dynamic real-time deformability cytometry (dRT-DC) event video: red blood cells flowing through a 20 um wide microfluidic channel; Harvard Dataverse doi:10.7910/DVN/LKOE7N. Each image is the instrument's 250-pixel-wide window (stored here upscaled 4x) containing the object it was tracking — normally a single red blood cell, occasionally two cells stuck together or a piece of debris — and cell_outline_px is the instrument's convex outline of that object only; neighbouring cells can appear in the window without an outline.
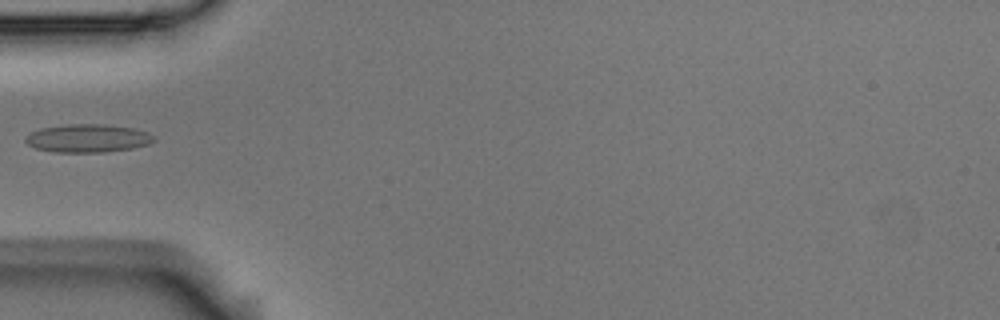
{"species": "Egyptian fruit bat (a non-hibernating species)", "species_latin": "Rousettus aegyptiacus", "temperature_condition": "room temperature", "stored_images_in_passage": 38, "camera_frame_rate_fps": 3000, "um_per_image_px": 0.085, "animal": {"sex": "male"}, "frame": {"image": 1, "passage_image": 1, "time_ms": 0.0, "image_size_px": [1000, 320], "cell_outline_px": [[156, 140], [148, 144], [132, 148], [104, 152], [56, 152], [36, 148], [28, 144], [24, 140], [32, 132], [44, 128], [68, 124], [104, 124], [132, 128], [148, 132], [156, 136]], "centroid_in_image_um": [7.52, 11.75], "position_along_channel_um": 77.5, "area_um2": 20.87}}
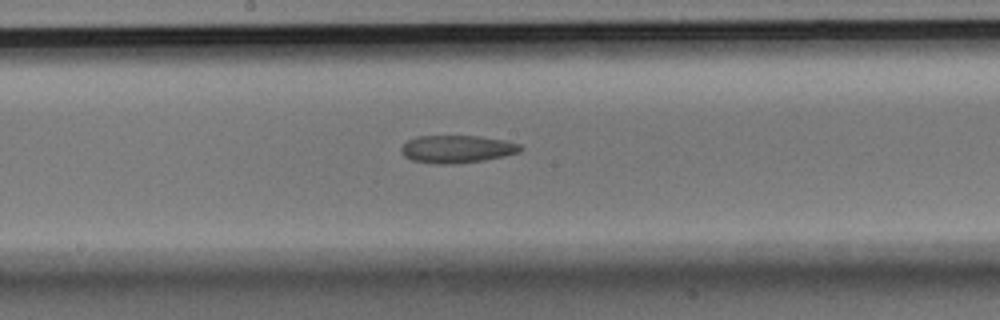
{"frame": {"image": 2, "passage_image": 12, "time_ms": 3.667, "image_size_px": [1000, 320], "cell_outline_px": [[524, 148], [520, 152], [504, 156], [484, 160], [456, 164], [432, 164], [412, 160], [404, 156], [400, 152], [400, 148], [408, 140], [416, 136], [476, 136], [504, 140], [520, 144]], "centroid_in_image_um": [38.83, 12.68], "position_along_channel_um": 209.4, "area_um2": 19.36}}
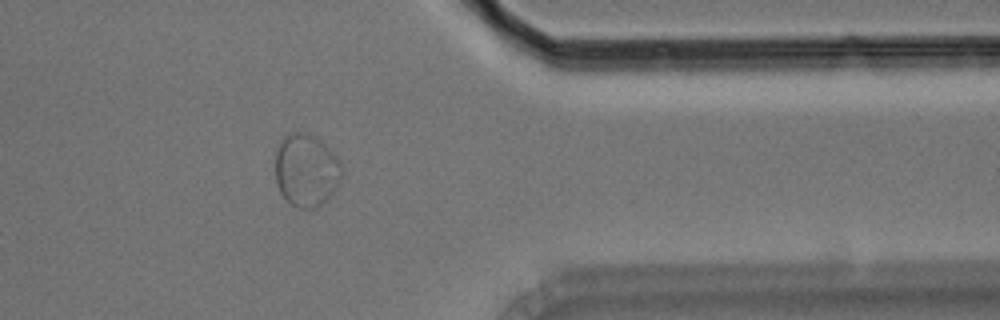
{"frame": {"image": 3, "passage_image": 28, "time_ms": 9.0, "image_size_px": [1000, 320], "cell_outline_px": [[344, 172], [336, 188], [316, 208], [300, 208], [292, 204], [280, 192], [276, 184], [276, 148], [280, 140], [288, 132], [308, 132], [316, 136], [336, 156], [344, 168]], "centroid_in_image_um": [26.03, 14.42], "position_along_channel_um": 385.4, "area_um2": 28.26}}